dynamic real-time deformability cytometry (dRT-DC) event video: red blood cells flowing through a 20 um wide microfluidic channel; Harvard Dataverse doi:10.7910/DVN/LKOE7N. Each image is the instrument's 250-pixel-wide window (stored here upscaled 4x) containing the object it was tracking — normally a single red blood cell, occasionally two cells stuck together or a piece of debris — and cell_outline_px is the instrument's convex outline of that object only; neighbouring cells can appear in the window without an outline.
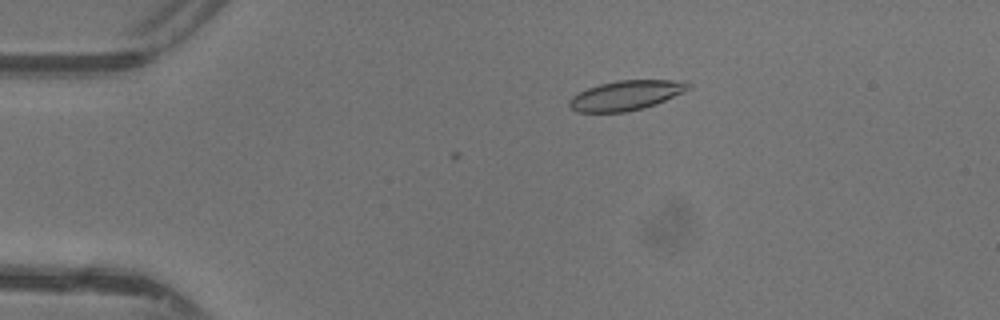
{"species": "common noctule bat (a hibernating species)", "species_latin": "Nyctalus noctula", "temperature_condition": "warm", "stored_images_in_passage": 2, "camera_frame_rate_fps": 3000, "um_per_image_px": 0.085, "animal": {"sex": "female"}, "frame": {"image": 1, "passage_image": 2, "time_ms": 0.333, "image_size_px": [1000, 320], "cell_outline_px": [[692, 88], [684, 92], [656, 104], [644, 108], [624, 112], [576, 112], [568, 104], [568, 100], [572, 96], [588, 88], [600, 84], [620, 80], [684, 80], [692, 84]], "centroid_in_image_um": [53.26, 8.1], "position_along_channel_um": 31.7, "area_um2": 20.69}}